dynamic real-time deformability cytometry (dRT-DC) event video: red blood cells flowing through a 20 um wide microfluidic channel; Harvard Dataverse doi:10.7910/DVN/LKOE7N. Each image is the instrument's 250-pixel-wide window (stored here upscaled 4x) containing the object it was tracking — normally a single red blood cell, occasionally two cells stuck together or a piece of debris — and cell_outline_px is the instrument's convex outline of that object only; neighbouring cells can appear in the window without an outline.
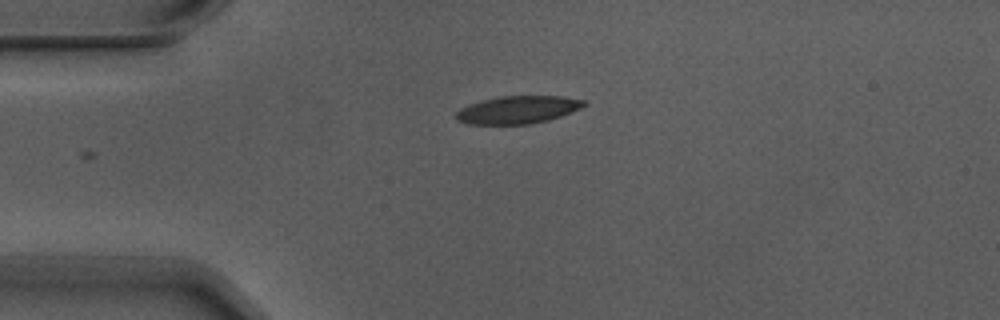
{"species": "Egyptian fruit bat (a non-hibernating species)", "species_latin": "Rousettus aegyptiacus", "temperature_condition": "warm", "stored_images_in_passage": 8, "camera_frame_rate_fps": 3000, "um_per_image_px": 0.085, "animal": {"sex": "male"}, "frame": {"image": 1, "passage_image": 3, "time_ms": 0.667, "image_size_px": [1000, 320], "cell_outline_px": [[588, 104], [580, 108], [560, 116], [548, 120], [528, 124], [468, 124], [456, 120], [456, 112], [460, 108], [480, 100], [500, 96], [560, 96], [584, 100]], "centroid_in_image_um": [43.98, 9.32], "position_along_channel_um": 41.0, "area_um2": 20.58}}
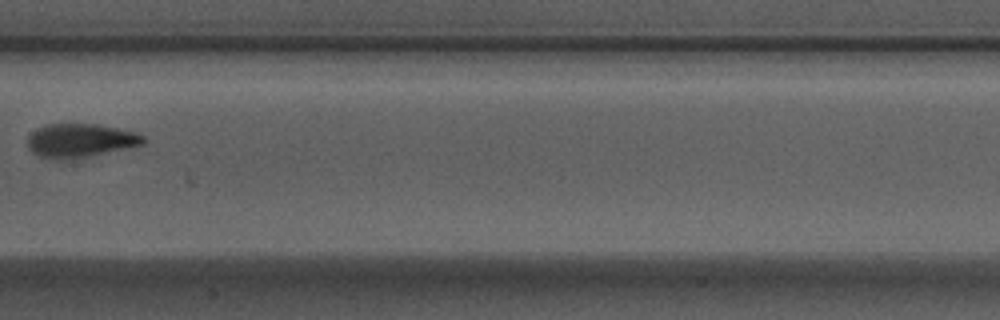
{"frame": {"image": 2, "passage_image": 7, "time_ms": 2.0, "image_size_px": [1000, 320], "cell_outline_px": [[148, 140], [144, 144], [72, 160], [60, 160], [40, 156], [32, 152], [28, 148], [28, 136], [32, 132], [48, 124], [96, 124], [136, 132], [144, 136]], "centroid_in_image_um": [6.84, 11.96], "position_along_channel_um": 200.6, "area_um2": 22.72}}
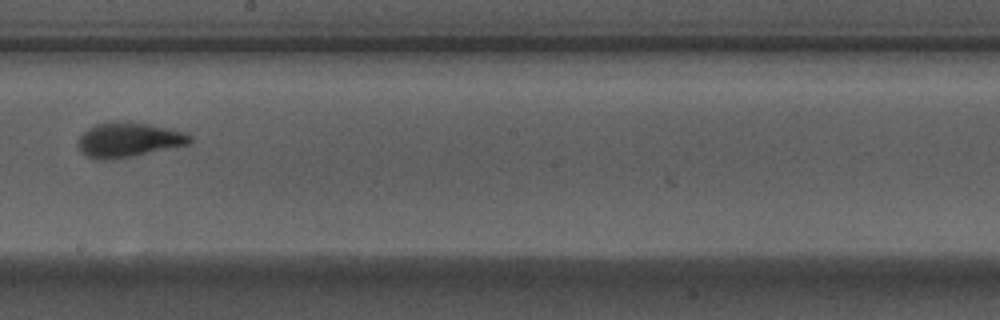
{"frame": {"image": 3, "passage_image": 8, "time_ms": 2.333, "image_size_px": [1000, 320], "cell_outline_px": [[192, 144], [116, 160], [96, 160], [80, 152], [76, 144], [76, 140], [88, 128], [96, 124], [124, 120], [128, 120], [172, 128], [184, 132], [192, 136]], "centroid_in_image_um": [10.94, 11.89], "position_along_channel_um": 237.3, "area_um2": 23.41}}